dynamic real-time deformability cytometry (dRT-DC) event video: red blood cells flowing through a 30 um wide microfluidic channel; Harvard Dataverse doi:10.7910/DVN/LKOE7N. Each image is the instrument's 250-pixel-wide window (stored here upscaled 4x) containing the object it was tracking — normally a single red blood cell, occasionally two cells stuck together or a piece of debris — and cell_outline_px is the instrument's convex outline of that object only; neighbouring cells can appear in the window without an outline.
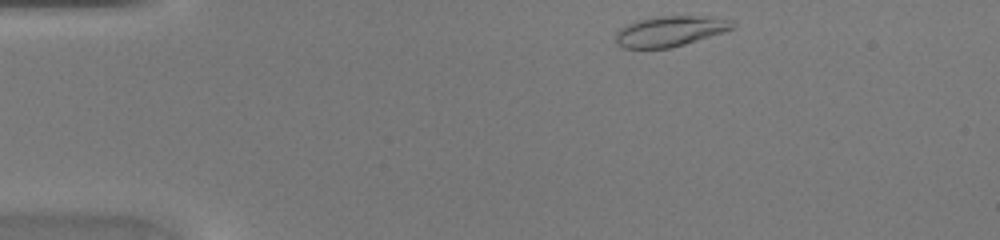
{"species": "common noctule bat (a hibernating species)", "species_latin": "Nyctalus noctula", "temperature_condition": "warm", "stored_images_in_passage": 38, "camera_frame_rate_fps": 3000, "um_per_image_px": 0.085, "animal": {"sex": "female", "body_mass_g": 20.0, "forearm_length_mm": 54.0}, "frame": {"image": 1, "passage_image": 1, "time_ms": 0.0, "image_size_px": [1000, 240], "cell_outline_px": [[736, 24], [732, 28], [724, 32], [672, 48], [624, 48], [616, 44], [616, 32], [620, 28], [628, 24], [640, 20], [656, 16], [692, 16], [732, 20]], "centroid_in_image_um": [56.93, 2.66], "position_along_channel_um": 28.1, "area_um2": 20.46}}
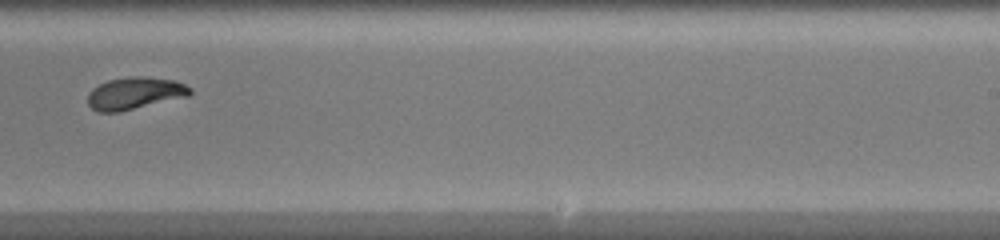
{"frame": {"image": 2, "passage_image": 22, "time_ms": 7.0, "image_size_px": [1000, 240], "cell_outline_px": [[192, 92], [188, 96], [120, 112], [96, 112], [88, 104], [88, 92], [92, 88], [108, 80], [132, 76], [144, 76], [176, 80], [192, 88]], "centroid_in_image_um": [11.46, 7.92], "position_along_channel_um": 277.5, "area_um2": 19.31}}
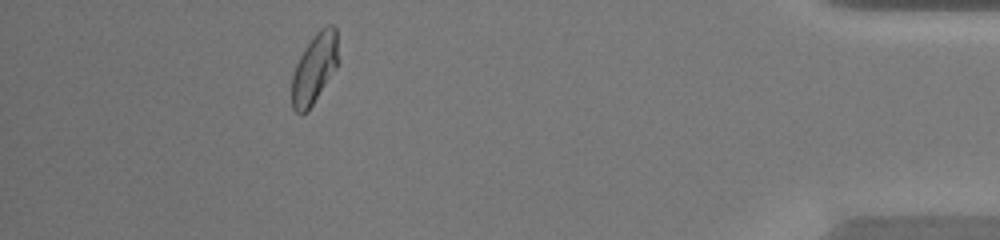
{"frame": {"image": 3, "passage_image": 34, "time_ms": 11.0, "image_size_px": [1000, 240], "cell_outline_px": [[340, 60], [336, 68], [308, 112], [296, 112], [292, 108], [292, 76], [296, 64], [304, 48], [312, 36], [320, 28], [328, 24], [332, 24], [336, 28]], "centroid_in_image_um": [26.76, 5.77], "position_along_channel_um": 408.4, "area_um2": 19.19}}